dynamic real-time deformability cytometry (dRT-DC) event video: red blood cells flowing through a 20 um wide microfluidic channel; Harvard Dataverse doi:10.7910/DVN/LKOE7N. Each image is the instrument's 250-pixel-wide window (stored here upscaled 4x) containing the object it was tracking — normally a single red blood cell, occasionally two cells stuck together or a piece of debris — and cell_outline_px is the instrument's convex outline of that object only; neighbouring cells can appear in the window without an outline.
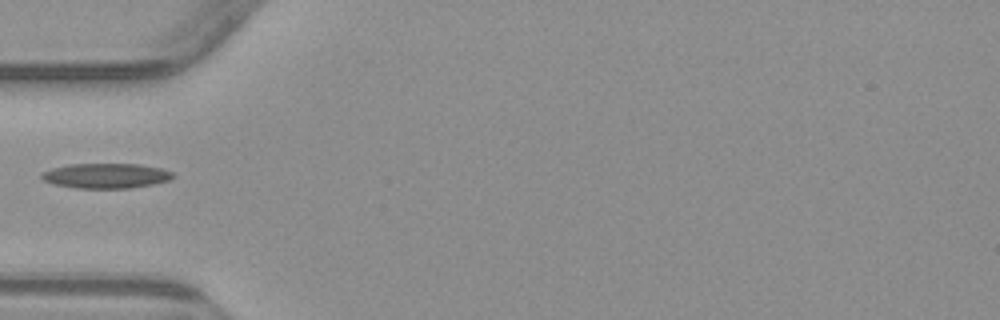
{"species": "common noctule bat (a hibernating species)", "species_latin": "Nyctalus noctula", "temperature_condition": "warm", "stored_images_in_passage": 6, "camera_frame_rate_fps": 3000, "um_per_image_px": 0.085, "animal": {"sex": "male", "body_mass_g": 23.1, "forearm_length_mm": 52.7}, "frame": {"image": 1, "passage_image": 6, "time_ms": 6.667, "image_size_px": [1000, 320], "cell_outline_px": [[176, 176], [168, 180], [152, 184], [128, 188], [76, 188], [52, 184], [44, 180], [40, 176], [44, 172], [52, 168], [68, 164], [136, 164], [160, 168], [172, 172]], "centroid_in_image_um": [8.99, 14.94], "position_along_channel_um": 76.0, "area_um2": 18.96}}